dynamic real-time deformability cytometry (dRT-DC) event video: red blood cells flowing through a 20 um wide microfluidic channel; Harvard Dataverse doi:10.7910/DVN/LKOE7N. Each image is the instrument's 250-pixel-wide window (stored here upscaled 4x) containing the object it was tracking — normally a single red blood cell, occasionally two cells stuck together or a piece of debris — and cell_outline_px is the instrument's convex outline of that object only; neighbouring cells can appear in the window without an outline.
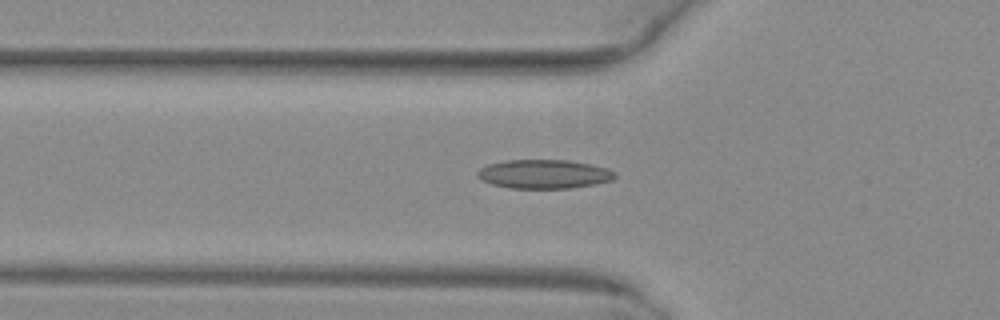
{"species": "common noctule bat (a hibernating species)", "species_latin": "Nyctalus noctula", "temperature_condition": "warm", "stored_images_in_passage": 41, "camera_frame_rate_fps": 3000, "um_per_image_px": 0.085, "animal": {"sex": "female", "body_mass_g": 29.2, "forearm_length_mm": 56.3}, "frame": {"image": 1, "passage_image": 13, "time_ms": 4.0, "image_size_px": [1000, 320], "cell_outline_px": [[616, 176], [612, 180], [596, 184], [568, 188], [508, 188], [492, 184], [480, 180], [476, 176], [476, 172], [480, 168], [488, 164], [508, 160], [568, 160], [592, 164], [608, 168], [616, 172]], "centroid_in_image_um": [46.24, 14.79], "position_along_channel_um": 79.6, "area_um2": 23.35}}
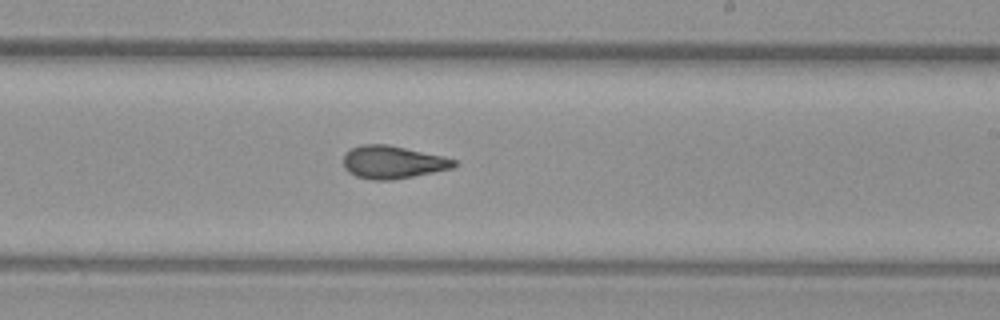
{"frame": {"image": 2, "passage_image": 26, "time_ms": 8.333, "image_size_px": [1000, 320], "cell_outline_px": [[460, 164], [452, 168], [392, 180], [372, 180], [356, 176], [348, 172], [344, 168], [344, 152], [360, 144], [388, 144], [444, 156], [456, 160]], "centroid_in_image_um": [33.38, 13.77], "position_along_channel_um": 255.6, "area_um2": 21.27}}
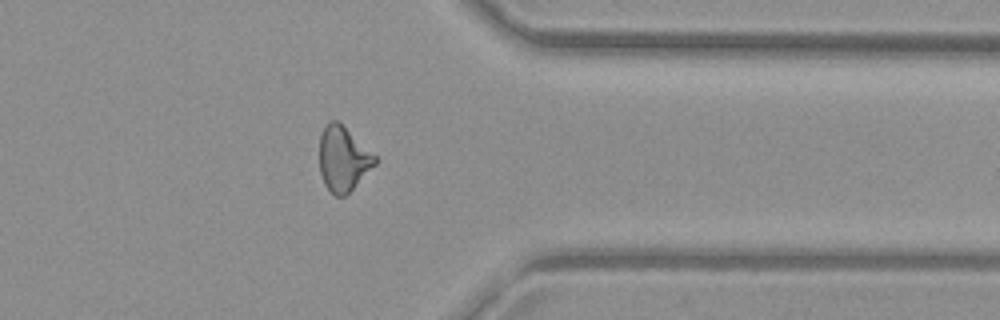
{"frame": {"image": 3, "passage_image": 36, "time_ms": 11.667, "image_size_px": [1000, 320], "cell_outline_px": [[376, 164], [344, 196], [336, 196], [324, 184], [320, 172], [320, 132], [324, 124], [328, 120], [336, 120], [376, 156]], "centroid_in_image_um": [29.13, 13.48], "position_along_channel_um": 382.3, "area_um2": 20.52}, "authors_computed_cell_mechanics": {"area_um2": 20.9814, "velocity_mm_per_s": 4.0468, "shape_relaxation_time_tau1_ms": null, "shape_relaxation_time_tau2_ms": 2.1316, "deformation_change_tau1": null, "deformation_change_tau2": 0.0993}}